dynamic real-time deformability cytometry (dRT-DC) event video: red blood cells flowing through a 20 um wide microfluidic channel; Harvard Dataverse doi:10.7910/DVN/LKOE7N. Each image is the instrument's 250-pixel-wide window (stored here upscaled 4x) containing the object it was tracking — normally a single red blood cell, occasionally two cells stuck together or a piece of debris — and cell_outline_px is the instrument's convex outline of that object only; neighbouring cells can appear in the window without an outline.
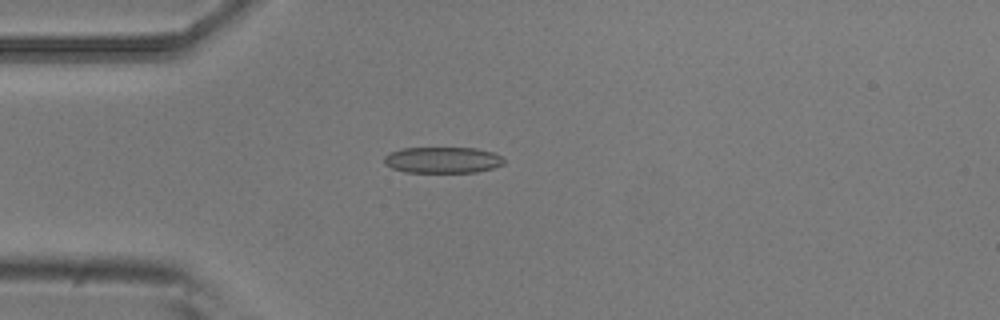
{"species": "common noctule bat (a hibernating species)", "species_latin": "Nyctalus noctula", "temperature_condition": "room temperature", "stored_images_in_passage": 6, "camera_frame_rate_fps": 3000, "um_per_image_px": 0.085, "animal": {"sex": "male", "body_mass_g": 20.5, "forearm_length_mm": 52.5}, "frame": {"image": 1, "passage_image": 4, "time_ms": 1.0, "image_size_px": [1000, 320], "cell_outline_px": [[504, 164], [492, 168], [476, 172], [404, 172], [392, 168], [384, 164], [384, 156], [388, 152], [400, 148], [476, 148], [496, 152], [504, 160]], "centroid_in_image_um": [37.6, 13.59], "position_along_channel_um": 47.4, "area_um2": 18.44}}